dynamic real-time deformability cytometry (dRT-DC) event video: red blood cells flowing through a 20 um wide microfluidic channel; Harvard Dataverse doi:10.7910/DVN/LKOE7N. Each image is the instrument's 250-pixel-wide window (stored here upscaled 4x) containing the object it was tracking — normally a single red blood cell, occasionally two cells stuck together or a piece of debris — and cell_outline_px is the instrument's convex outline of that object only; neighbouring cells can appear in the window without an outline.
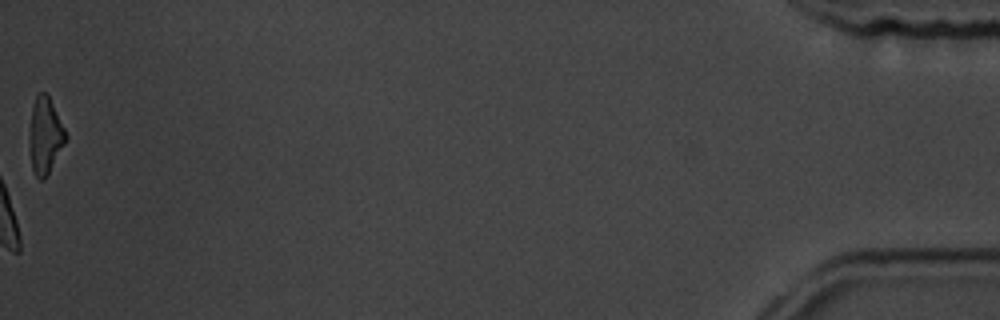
{"species": "common noctule bat (a hibernating species)", "species_latin": "Nyctalus noctula", "temperature_condition": "room temperature", "stored_images_in_passage": 16, "camera_frame_rate_fps": 3000, "um_per_image_px": 0.085, "animal": {"sex": "male", "body_mass_g": 19.5, "forearm_length_mm": 54.6}, "frame": {"image": 1, "passage_image": 16, "time_ms": 5.0, "image_size_px": [1000, 320], "cell_outline_px": [[68, 136], [64, 144], [44, 180], [40, 180], [36, 176], [32, 168], [32, 108], [36, 96], [40, 92], [48, 92]], "centroid_in_image_um": [3.9, 11.47], "position_along_channel_um": 431.3, "area_um2": 15.32}}